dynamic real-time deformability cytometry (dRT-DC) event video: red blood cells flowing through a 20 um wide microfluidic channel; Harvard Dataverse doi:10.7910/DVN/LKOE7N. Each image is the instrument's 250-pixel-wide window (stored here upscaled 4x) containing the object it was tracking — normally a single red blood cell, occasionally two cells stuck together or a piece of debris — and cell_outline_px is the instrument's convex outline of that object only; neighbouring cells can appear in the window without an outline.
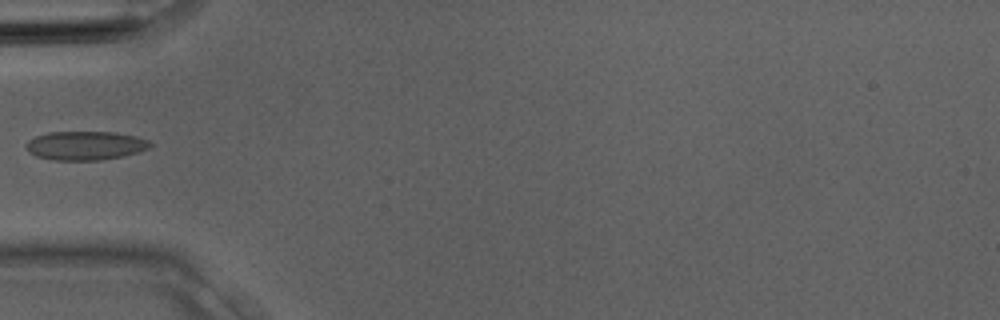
{"species": "Egyptian fruit bat (a non-hibernating species)", "species_latin": "Rousettus aegyptiacus", "temperature_condition": "room temperature", "stored_images_in_passage": 1, "camera_frame_rate_fps": 3000, "um_per_image_px": 0.085, "animal": {"sex": "male"}, "frame": {"image": 1, "passage_image": 1, "time_ms": 0.0, "image_size_px": [1000, 320], "cell_outline_px": [[152, 144], [148, 148], [124, 156], [100, 160], [52, 160], [36, 156], [28, 152], [24, 144], [28, 140], [36, 136], [48, 132], [116, 132], [136, 136], [148, 140]], "centroid_in_image_um": [7.22, 12.37], "position_along_channel_um": 77.8, "area_um2": 20.92}}